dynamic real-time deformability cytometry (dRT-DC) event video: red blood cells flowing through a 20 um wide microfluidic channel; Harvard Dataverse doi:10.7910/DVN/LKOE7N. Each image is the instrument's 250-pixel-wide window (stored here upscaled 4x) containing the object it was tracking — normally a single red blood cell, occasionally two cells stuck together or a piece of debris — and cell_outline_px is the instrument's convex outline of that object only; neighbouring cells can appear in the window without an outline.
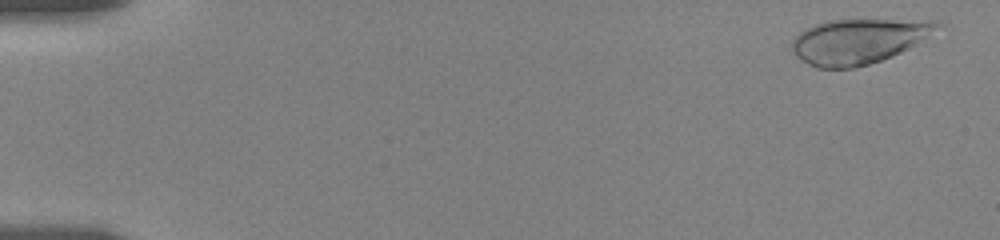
{"species": "human", "species_latin": "Homo sapiens", "temperature_condition": "room temperature", "stored_images_in_passage": 17, "camera_frame_rate_fps": 3000, "um_per_image_px": 0.085, "donor": {"sex": "female"}, "frame": {"image": 1, "passage_image": 5, "time_ms": 0.667, "image_size_px": [1000, 240], "cell_outline_px": [[944, 24], [908, 48], [892, 56], [856, 68], [816, 68], [808, 64], [796, 56], [792, 48], [792, 40], [800, 32], [816, 24], [828, 20], [932, 20]], "centroid_in_image_um": [72.93, 3.5], "position_along_channel_um": 12.1, "area_um2": 37.51}}